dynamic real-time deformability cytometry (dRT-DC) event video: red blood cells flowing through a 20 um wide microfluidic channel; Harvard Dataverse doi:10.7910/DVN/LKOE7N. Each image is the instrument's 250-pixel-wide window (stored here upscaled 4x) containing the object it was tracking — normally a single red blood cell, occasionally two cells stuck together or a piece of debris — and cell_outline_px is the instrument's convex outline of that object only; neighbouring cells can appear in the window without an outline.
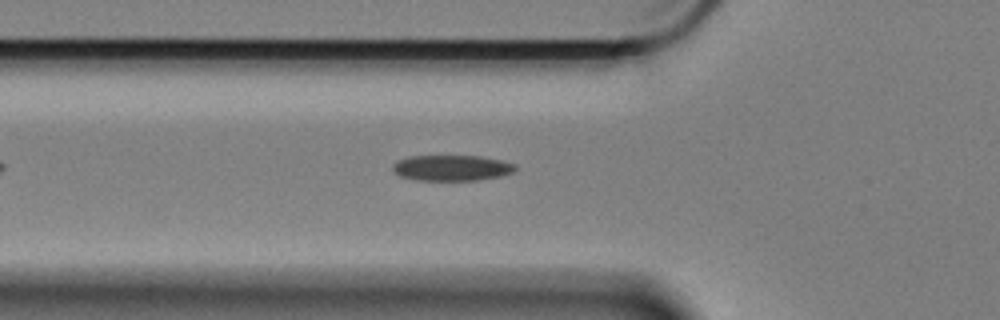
{"species": "Egyptian fruit bat (a non-hibernating species)", "species_latin": "Rousettus aegyptiacus", "temperature_condition": "cold", "stored_images_in_passage": 32, "camera_frame_rate_fps": 3000, "um_per_image_px": 0.085, "animal": {"sex": "female"}, "frame": {"image": 1, "passage_image": 10, "time_ms": 3.0, "image_size_px": [1000, 320], "cell_outline_px": [[516, 168], [512, 172], [500, 176], [476, 180], [416, 180], [400, 176], [392, 168], [392, 164], [396, 160], [408, 156], [480, 156], [500, 160], [516, 164]], "centroid_in_image_um": [38.36, 14.26], "position_along_channel_um": 87.4, "area_um2": 18.32}}
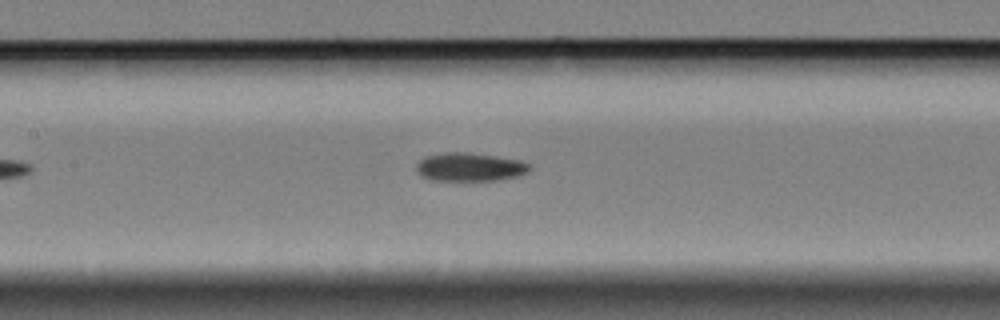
{"frame": {"image": 2, "passage_image": 17, "time_ms": 5.333, "image_size_px": [1000, 320], "cell_outline_px": [[532, 168], [528, 172], [516, 176], [496, 180], [432, 180], [420, 176], [416, 168], [416, 164], [420, 160], [428, 156], [448, 152], [464, 152], [496, 156], [520, 160], [528, 164]], "centroid_in_image_um": [39.93, 14.2], "position_along_channel_um": 167.5, "area_um2": 18.55}}
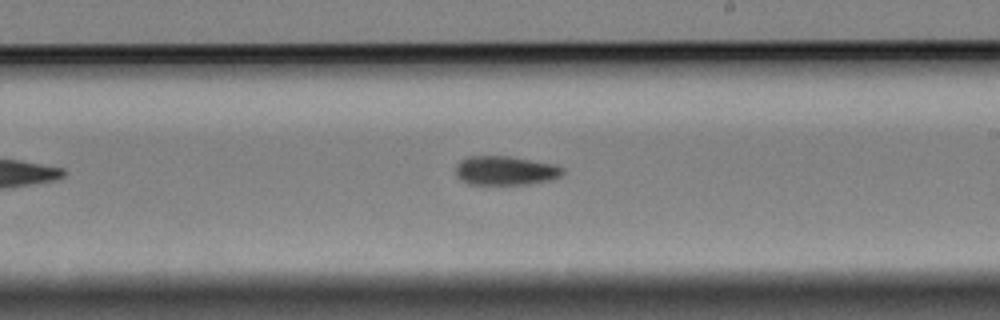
{"frame": {"image": 3, "passage_image": 24, "time_ms": 7.667, "image_size_px": [1000, 320], "cell_outline_px": [[564, 172], [560, 176], [552, 180], [528, 184], [468, 184], [460, 180], [456, 172], [456, 164], [460, 160], [468, 156], [512, 156], [556, 164], [564, 168]], "centroid_in_image_um": [42.98, 14.49], "position_along_channel_um": 246.0, "area_um2": 18.38}}